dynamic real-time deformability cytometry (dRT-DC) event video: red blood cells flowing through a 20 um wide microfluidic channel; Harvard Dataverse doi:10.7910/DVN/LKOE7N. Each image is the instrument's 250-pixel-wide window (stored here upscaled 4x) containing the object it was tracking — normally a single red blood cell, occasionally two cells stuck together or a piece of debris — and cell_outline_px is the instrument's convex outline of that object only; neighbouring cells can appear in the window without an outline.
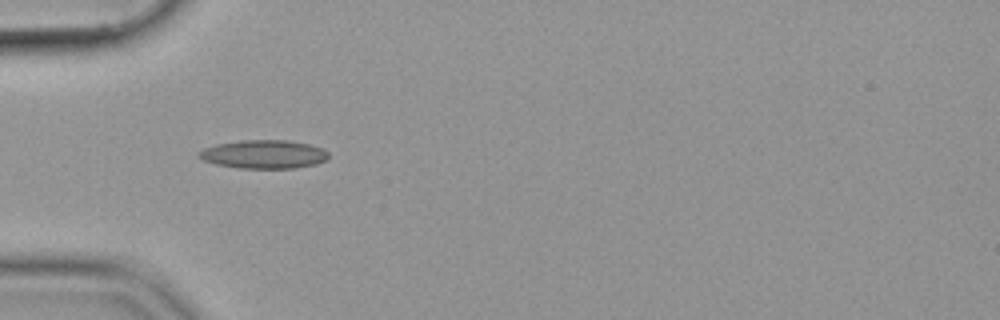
{"species": "common noctule bat (a hibernating species)", "species_latin": "Nyctalus noctula", "temperature_condition": "cold", "stored_images_in_passage": 38, "camera_frame_rate_fps": 3000, "um_per_image_px": 0.085, "animal": {"sex": "female", "body_mass_g": 19.9}, "frame": {"image": 1, "passage_image": 1, "time_ms": 0.0, "image_size_px": [1000, 320], "cell_outline_px": [[328, 160], [316, 164], [296, 168], [240, 168], [216, 164], [204, 160], [196, 156], [196, 152], [204, 148], [216, 144], [240, 140], [288, 140], [308, 144], [324, 148], [328, 152]], "centroid_in_image_um": [22.43, 13.11], "position_along_channel_um": 62.6, "area_um2": 21.73}}
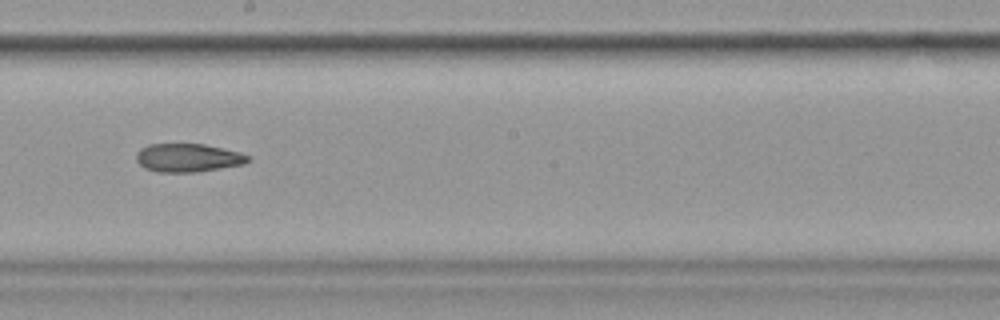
{"frame": {"image": 2, "passage_image": 15, "time_ms": 4.667, "image_size_px": [1000, 320], "cell_outline_px": [[252, 160], [244, 164], [196, 172], [156, 172], [144, 168], [136, 160], [136, 152], [140, 148], [148, 144], [204, 144], [240, 152], [252, 156]], "centroid_in_image_um": [15.99, 13.41], "position_along_channel_um": 232.2, "area_um2": 18.67}}
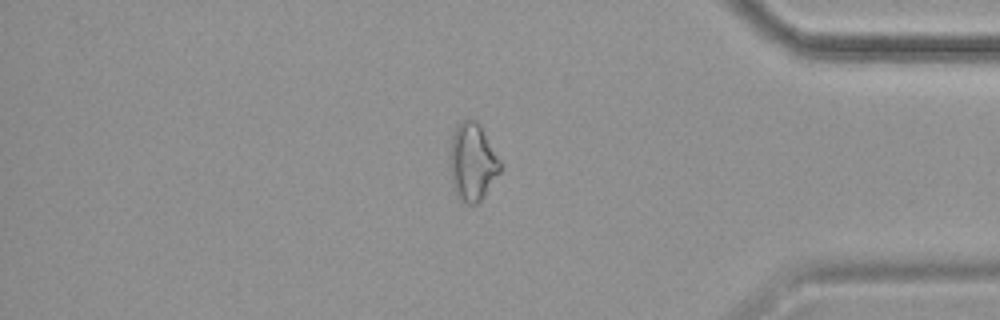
{"frame": {"image": 3, "passage_image": 30, "time_ms": 9.667, "image_size_px": [1000, 320], "cell_outline_px": [[504, 168], [480, 200], [476, 204], [468, 204], [456, 196], [452, 184], [448, 164], [448, 156], [452, 136], [456, 124], [464, 120], [476, 120], [480, 124], [500, 160]], "centroid_in_image_um": [40.14, 13.76], "position_along_channel_um": 395.1, "area_um2": 23.18}}